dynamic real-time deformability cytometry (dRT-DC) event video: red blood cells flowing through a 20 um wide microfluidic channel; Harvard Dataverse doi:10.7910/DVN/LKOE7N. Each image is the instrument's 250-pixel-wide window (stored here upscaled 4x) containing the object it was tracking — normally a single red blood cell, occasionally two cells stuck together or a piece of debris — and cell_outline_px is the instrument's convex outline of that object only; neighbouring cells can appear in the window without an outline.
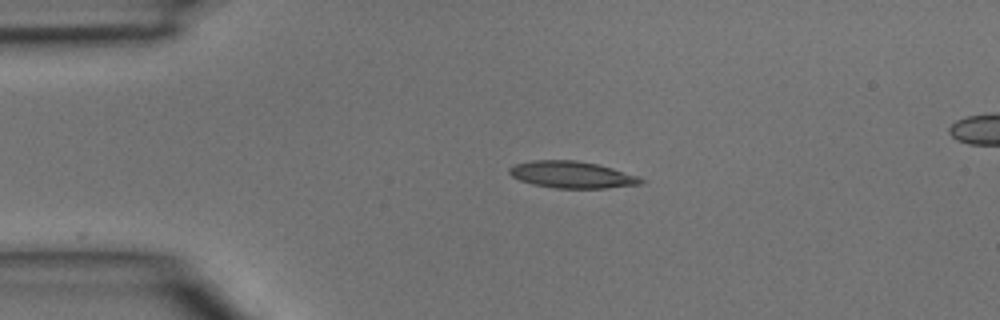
{"species": "common noctule bat (a hibernating species)", "species_latin": "Nyctalus noctula", "temperature_condition": "room temperature", "stored_images_in_passage": 3, "camera_frame_rate_fps": 3000, "um_per_image_px": 0.085, "animal": {"sex": "male", "body_mass_g": 15.6}, "frame": {"image": 1, "passage_image": 1, "time_ms": 0.0, "image_size_px": [1000, 320], "cell_outline_px": [[644, 184], [608, 188], [556, 188], [532, 184], [520, 180], [512, 176], [508, 172], [508, 168], [516, 164], [532, 160], [576, 160], [596, 164], [612, 168], [640, 176], [644, 180]], "centroid_in_image_um": [48.64, 14.85], "position_along_channel_um": 36.4, "area_um2": 20.63}}
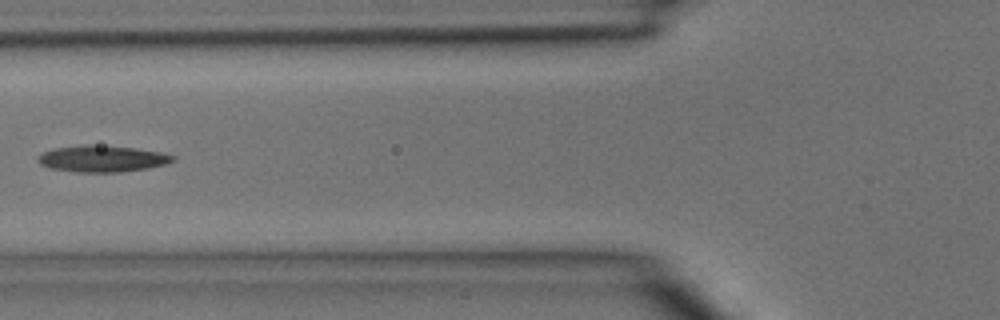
{"frame": {"image": 2, "passage_image": 3, "time_ms": 0.667, "image_size_px": [1000, 320], "cell_outline_px": [[176, 160], [164, 164], [148, 168], [120, 172], [76, 172], [52, 168], [40, 164], [36, 160], [44, 152], [52, 148], [88, 144], [92, 144], [136, 148], [160, 152], [176, 156]], "centroid_in_image_um": [8.7, 13.48], "position_along_channel_um": 117.1, "area_um2": 20.81}}